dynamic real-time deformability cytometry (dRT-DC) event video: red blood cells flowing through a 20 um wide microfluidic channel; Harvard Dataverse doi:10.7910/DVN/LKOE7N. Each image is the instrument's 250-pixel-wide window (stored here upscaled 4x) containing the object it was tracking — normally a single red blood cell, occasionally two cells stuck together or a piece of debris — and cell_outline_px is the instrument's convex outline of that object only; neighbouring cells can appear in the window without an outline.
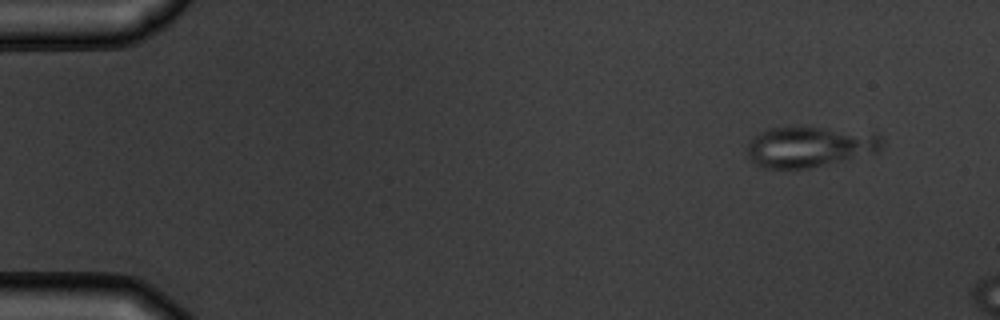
{"species": "common noctule bat (a hibernating species)", "species_latin": "Nyctalus noctula", "temperature_condition": "warm", "stored_images_in_passage": 2, "camera_frame_rate_fps": 3000, "um_per_image_px": 0.085, "animal": {"sex": "male", "body_mass_g": 19.5, "forearm_length_mm": 54.6}, "frame": {"image": 1, "passage_image": 1, "time_ms": 0.0, "image_size_px": [1000, 320], "cell_outline_px": [[884, 144], [880, 152], [808, 168], [764, 168], [756, 164], [748, 156], [748, 144], [752, 136], [768, 128], [804, 124], [876, 132], [884, 140]], "centroid_in_image_um": [68.89, 12.4], "position_along_channel_um": 16.1, "area_um2": 33.23}}